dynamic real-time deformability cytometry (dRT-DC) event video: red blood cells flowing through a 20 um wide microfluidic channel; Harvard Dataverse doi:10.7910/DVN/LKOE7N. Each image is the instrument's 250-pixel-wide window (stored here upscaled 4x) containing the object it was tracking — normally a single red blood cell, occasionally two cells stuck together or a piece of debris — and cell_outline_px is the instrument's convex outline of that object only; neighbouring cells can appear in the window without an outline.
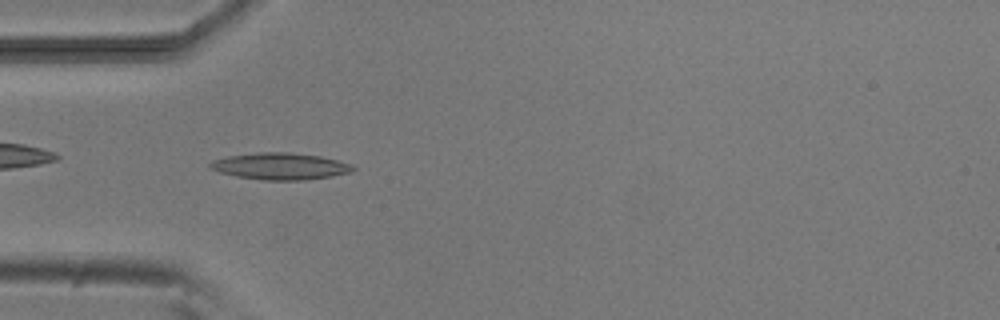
{"species": "common noctule bat (a hibernating species)", "species_latin": "Nyctalus noctula", "temperature_condition": "room temperature", "stored_images_in_passage": 3, "camera_frame_rate_fps": 3000, "um_per_image_px": 0.085, "animal": {"sex": "male", "body_mass_g": 20.5, "forearm_length_mm": 52.5}, "frame": {"image": 1, "passage_image": 2, "time_ms": 1.0, "image_size_px": [1000, 320], "cell_outline_px": [[356, 168], [352, 172], [332, 176], [304, 180], [264, 180], [236, 176], [220, 172], [208, 168], [208, 164], [212, 160], [228, 156], [260, 152], [288, 152], [320, 156], [352, 164]], "centroid_in_image_um": [23.82, 14.13], "position_along_channel_um": 61.2, "area_um2": 22.25}}
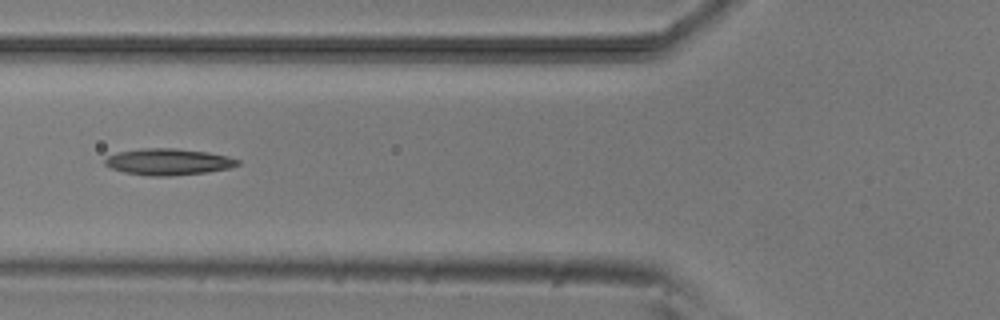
{"frame": {"image": 2, "passage_image": 3, "time_ms": 2.333, "image_size_px": [1000, 320], "cell_outline_px": [[240, 164], [228, 168], [208, 172], [172, 176], [148, 176], [124, 172], [112, 168], [104, 164], [104, 160], [108, 156], [116, 152], [144, 148], [176, 148], [208, 152], [228, 156], [240, 160]], "centroid_in_image_um": [14.31, 13.75], "position_along_channel_um": 111.5, "area_um2": 20.58}}